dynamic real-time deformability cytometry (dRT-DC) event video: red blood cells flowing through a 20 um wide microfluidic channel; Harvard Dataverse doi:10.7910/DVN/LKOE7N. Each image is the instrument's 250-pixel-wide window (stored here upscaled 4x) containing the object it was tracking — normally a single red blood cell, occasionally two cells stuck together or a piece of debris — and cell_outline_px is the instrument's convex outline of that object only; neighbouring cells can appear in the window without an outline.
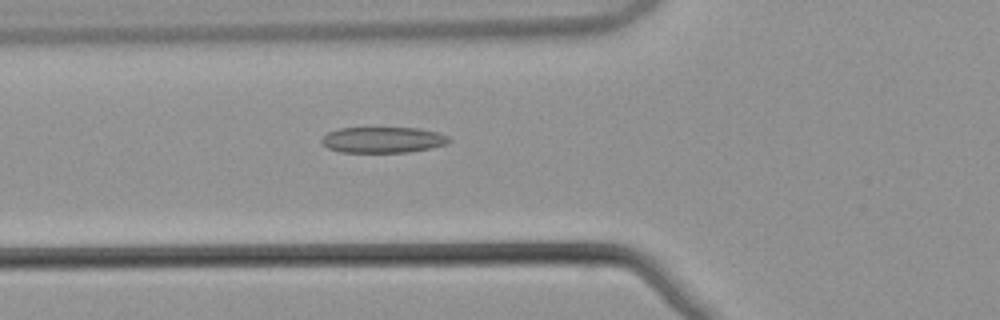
{"species": "common noctule bat (a hibernating species)", "species_latin": "Nyctalus noctula", "temperature_condition": "warm", "stored_images_in_passage": 52, "camera_frame_rate_fps": 3000, "um_per_image_px": 0.085, "animal": {"sex": "male", "body_mass_g": 21.5, "forearm_length_mm": 52.0}, "frame": {"image": 1, "passage_image": 20, "time_ms": 6.333, "image_size_px": [1000, 320], "cell_outline_px": [[452, 140], [448, 144], [432, 148], [408, 152], [340, 152], [328, 148], [320, 144], [320, 140], [328, 132], [340, 128], [420, 128], [436, 132], [448, 136]], "centroid_in_image_um": [32.55, 11.89], "position_along_channel_um": 93.2, "area_um2": 19.36}}
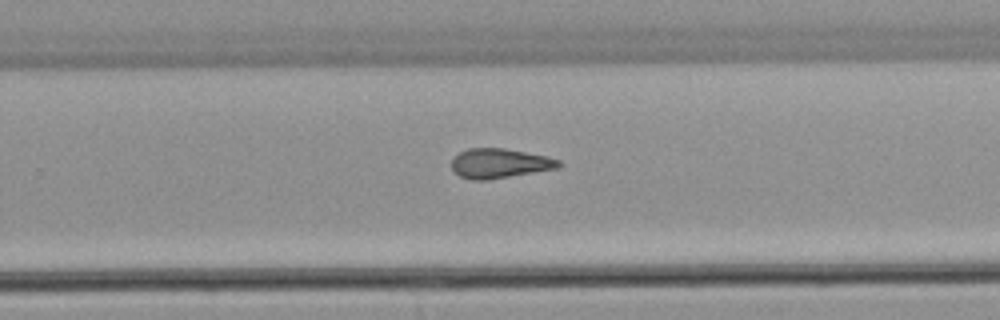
{"frame": {"image": 2, "passage_image": 35, "time_ms": 11.333, "image_size_px": [1000, 320], "cell_outline_px": [[560, 164], [556, 168], [488, 180], [472, 180], [460, 176], [452, 168], [452, 160], [460, 152], [468, 148], [504, 148], [548, 156], [560, 160]], "centroid_in_image_um": [42.46, 13.88], "position_along_channel_um": 287.3, "area_um2": 18.26}}
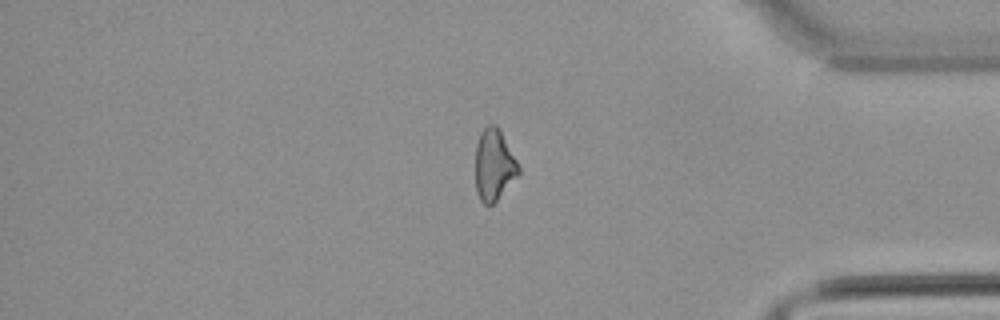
{"frame": {"image": 3, "passage_image": 45, "time_ms": 14.667, "image_size_px": [1000, 320], "cell_outline_px": [[520, 172], [496, 200], [488, 208], [480, 200], [476, 192], [476, 144], [480, 132], [488, 124], [496, 124], [500, 128], [520, 168]], "centroid_in_image_um": [41.97, 14.0], "position_along_channel_um": 393.2, "area_um2": 17.92}}